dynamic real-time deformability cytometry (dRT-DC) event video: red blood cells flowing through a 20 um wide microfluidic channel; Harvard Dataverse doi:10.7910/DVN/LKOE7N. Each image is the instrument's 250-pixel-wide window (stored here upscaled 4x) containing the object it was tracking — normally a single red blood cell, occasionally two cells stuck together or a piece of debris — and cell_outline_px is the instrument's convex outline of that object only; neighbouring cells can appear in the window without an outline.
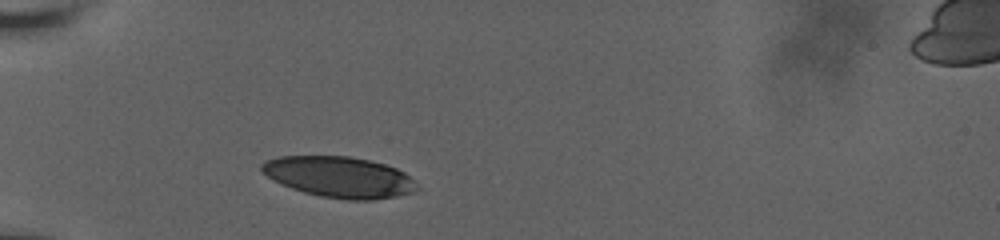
{"species": "human", "species_latin": "Homo sapiens", "temperature_condition": "room temperature", "stored_images_in_passage": 34, "camera_frame_rate_fps": 3000, "um_per_image_px": 0.085, "donor": {"sex": "male"}, "frame": {"image": 1, "passage_image": 1, "time_ms": 0.0, "image_size_px": [1000, 240], "cell_outline_px": [[420, 188], [416, 192], [396, 196], [372, 200], [348, 200], [320, 196], [304, 192], [292, 188], [268, 176], [260, 168], [260, 164], [264, 160], [276, 156], [348, 156], [368, 160], [384, 164], [396, 168], [404, 172]], "centroid_in_image_um": [28.85, 15.04], "position_along_channel_um": 56.2, "area_um2": 36.88}}
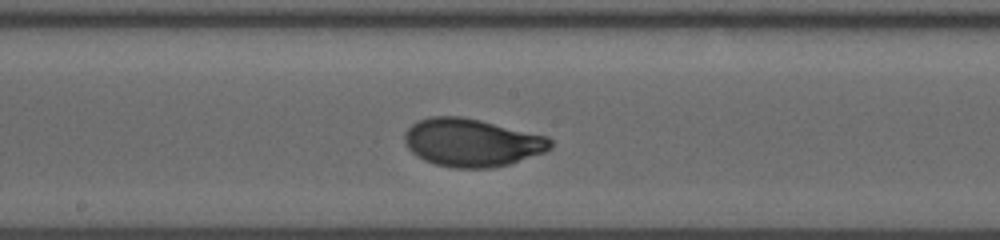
{"frame": {"image": 2, "passage_image": 15, "time_ms": 4.667, "image_size_px": [1000, 240], "cell_outline_px": [[552, 148], [544, 152], [508, 164], [492, 168], [456, 168], [436, 164], [424, 160], [416, 156], [404, 144], [404, 132], [416, 120], [432, 116], [464, 116], [548, 136], [552, 140]], "centroid_in_image_um": [40.08, 12.1], "position_along_channel_um": 208.1, "area_um2": 40.98}}
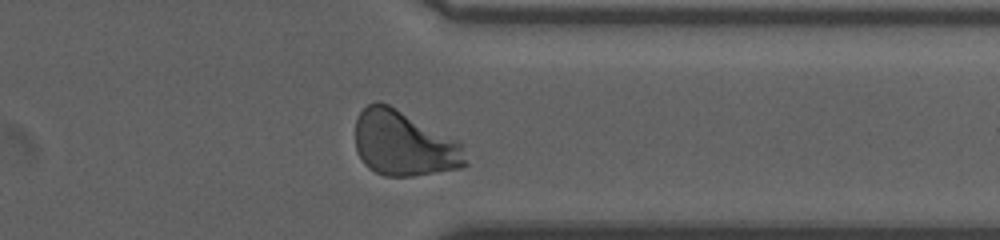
{"frame": {"image": 3, "passage_image": 29, "time_ms": 9.333, "image_size_px": [1000, 240], "cell_outline_px": [[468, 164], [464, 168], [412, 176], [384, 176], [368, 168], [364, 164], [356, 152], [356, 120], [360, 112], [368, 104], [376, 100], [380, 100], [460, 140], [464, 144]], "centroid_in_image_um": [34.38, 12.21], "position_along_channel_um": 377.0, "area_um2": 42.54}, "authors_computed_cell_mechanics": {"area_um2": 39.7664, "velocity_mm_per_s": 3.6433, "shape_relaxation_time_tau1_ms": 3.9666, "shape_relaxation_time_tau2_ms": null, "deformation_change_tau1": 0.1846, "deformation_change_tau2": null}}